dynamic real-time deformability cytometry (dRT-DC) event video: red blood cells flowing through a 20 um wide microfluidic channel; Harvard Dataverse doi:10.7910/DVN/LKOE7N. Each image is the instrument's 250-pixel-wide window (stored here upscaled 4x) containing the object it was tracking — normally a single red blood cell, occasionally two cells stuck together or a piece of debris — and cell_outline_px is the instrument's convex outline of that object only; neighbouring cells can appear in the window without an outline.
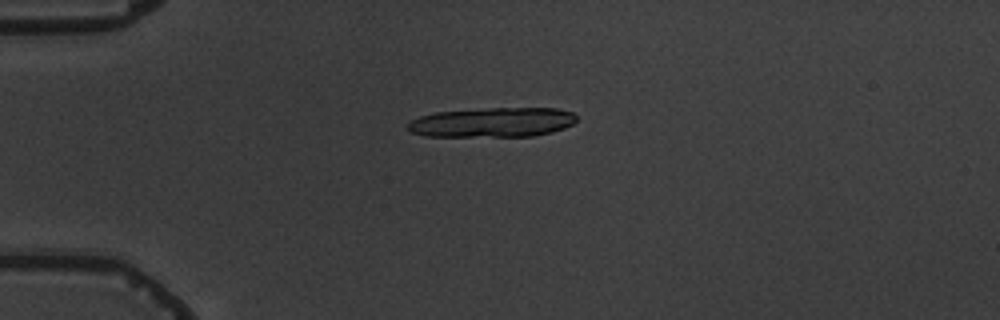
{"species": "common noctule bat (a hibernating species)", "species_latin": "Nyctalus noctula", "temperature_condition": "warm", "stored_images_in_passage": 6, "camera_frame_rate_fps": 3000, "um_per_image_px": 0.085, "animal": {"sex": "male", "body_mass_g": 19.5, "forearm_length_mm": 54.6}, "frame": {"image": 1, "passage_image": 4, "time_ms": 3.667, "image_size_px": [1000, 320], "cell_outline_px": [[576, 120], [572, 124], [564, 128], [552, 132], [532, 136], [424, 136], [412, 132], [408, 128], [408, 124], [412, 120], [420, 116], [436, 112], [492, 108], [556, 108], [572, 112], [576, 116]], "centroid_in_image_um": [41.88, 10.4], "position_along_channel_um": 43.1, "area_um2": 28.96}}
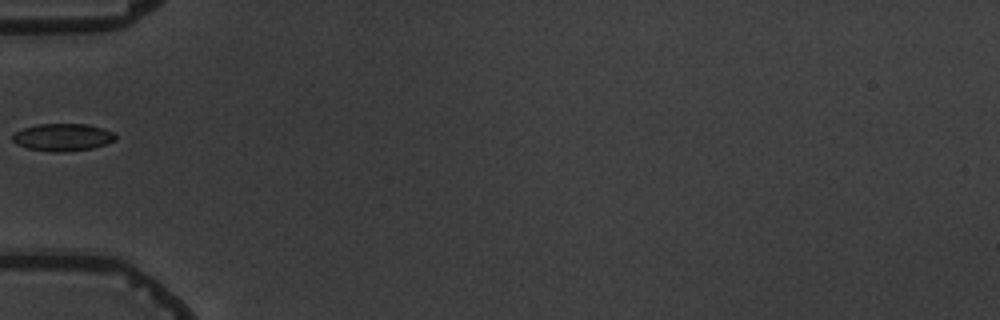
{"frame": {"image": 2, "passage_image": 5, "time_ms": 5.667, "image_size_px": [1000, 320], "cell_outline_px": [[116, 140], [92, 148], [64, 152], [56, 152], [28, 148], [16, 144], [12, 140], [12, 132], [36, 124], [88, 124], [104, 128], [112, 132], [116, 136]], "centroid_in_image_um": [5.31, 11.65], "position_along_channel_um": 79.7, "area_um2": 16.47}}
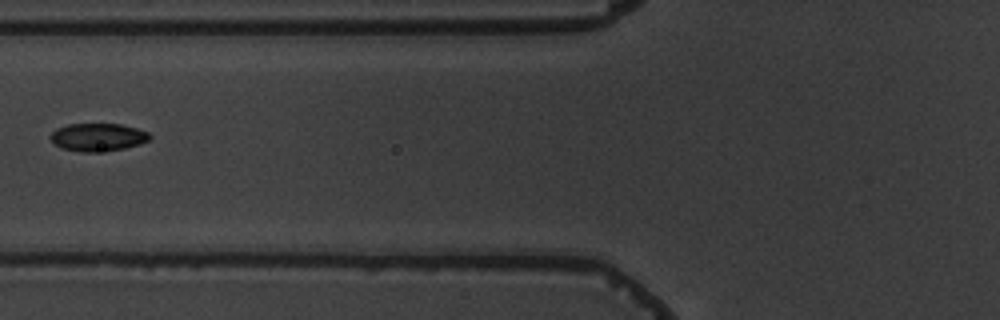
{"frame": {"image": 3, "passage_image": 6, "time_ms": 6.667, "image_size_px": [1000, 320], "cell_outline_px": [[152, 136], [148, 140], [140, 144], [124, 148], [92, 152], [84, 152], [60, 148], [48, 136], [56, 128], [68, 124], [120, 124], [136, 128], [148, 132]], "centroid_in_image_um": [8.3, 11.65], "position_along_channel_um": 117.5, "area_um2": 16.01}}